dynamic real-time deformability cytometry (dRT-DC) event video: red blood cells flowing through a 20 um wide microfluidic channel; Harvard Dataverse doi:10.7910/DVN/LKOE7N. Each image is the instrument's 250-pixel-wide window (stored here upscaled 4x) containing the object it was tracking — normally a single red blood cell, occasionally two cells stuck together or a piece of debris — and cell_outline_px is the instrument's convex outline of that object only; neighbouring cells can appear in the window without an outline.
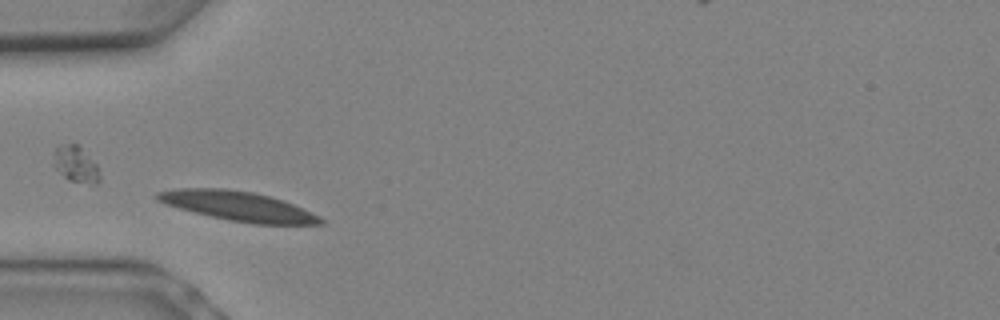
{"species": "Egyptian fruit bat (a non-hibernating species)", "species_latin": "Rousettus aegyptiacus", "temperature_condition": "warm", "stored_images_in_passage": 2, "camera_frame_rate_fps": 3000, "um_per_image_px": 0.085, "animal": {"sex": "female"}, "frame": {"image": 1, "passage_image": 1, "time_ms": 0.0, "image_size_px": [1000, 320], "cell_outline_px": [[324, 224], [252, 224], [228, 220], [208, 216], [164, 204], [156, 200], [156, 192], [180, 188], [224, 188], [252, 192], [284, 200], [320, 216], [324, 220]], "centroid_in_image_um": [20.22, 17.52], "position_along_channel_um": 64.8, "area_um2": 28.09}}